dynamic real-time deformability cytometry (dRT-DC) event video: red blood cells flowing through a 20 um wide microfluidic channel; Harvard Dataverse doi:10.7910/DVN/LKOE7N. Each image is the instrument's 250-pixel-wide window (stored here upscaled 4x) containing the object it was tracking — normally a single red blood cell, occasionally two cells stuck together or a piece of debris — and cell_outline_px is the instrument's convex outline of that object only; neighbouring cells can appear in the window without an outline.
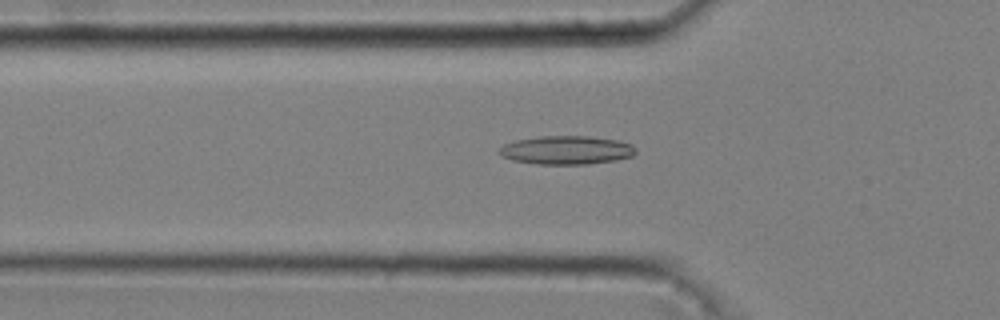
{"species": "common noctule bat (a hibernating species)", "species_latin": "Nyctalus noctula", "temperature_condition": "cold", "stored_images_in_passage": 51, "camera_frame_rate_fps": 3000, "um_per_image_px": 0.085, "animal": {"sex": "male", "body_mass_g": 20.4}, "frame": {"image": 1, "passage_image": 18, "time_ms": 5.667, "image_size_px": [1000, 320], "cell_outline_px": [[636, 152], [632, 156], [616, 160], [588, 164], [536, 164], [512, 160], [500, 156], [496, 152], [504, 144], [516, 140], [540, 136], [588, 136], [620, 140], [632, 144], [636, 148]], "centroid_in_image_um": [48.14, 12.76], "position_along_channel_um": 77.7, "area_um2": 22.95}}
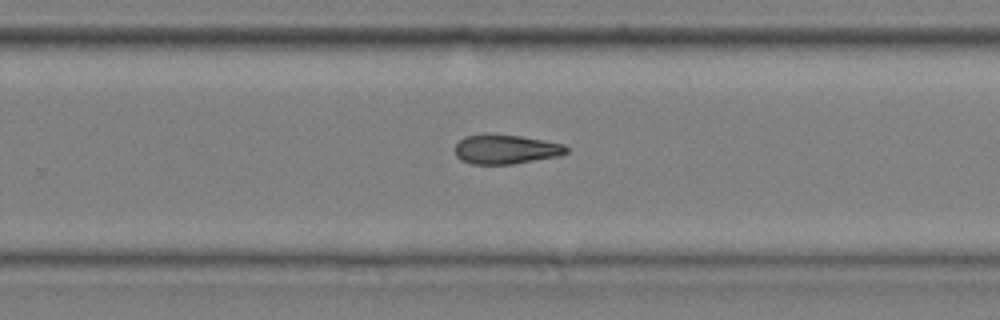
{"frame": {"image": 2, "passage_image": 35, "time_ms": 11.333, "image_size_px": [1000, 320], "cell_outline_px": [[568, 152], [560, 156], [512, 164], [472, 164], [460, 160], [456, 156], [456, 144], [464, 136], [484, 132], [520, 136], [544, 140], [564, 144], [568, 148]], "centroid_in_image_um": [42.98, 12.67], "position_along_channel_um": 286.8, "area_um2": 19.42}}
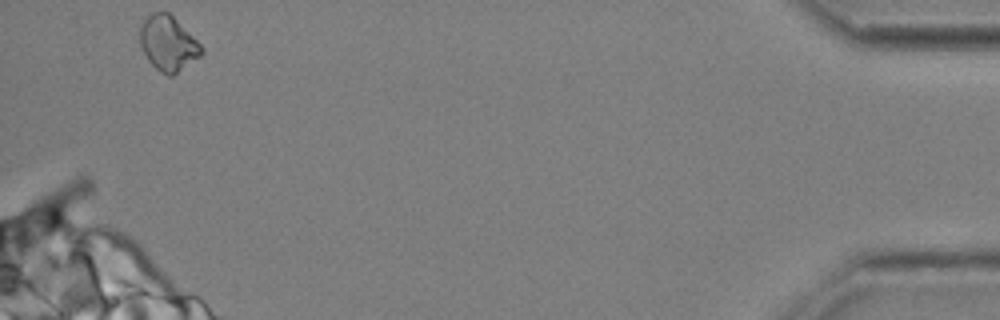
{"frame": {"image": 3, "passage_image": 51, "time_ms": 16.667, "image_size_px": [1000, 320], "cell_outline_px": [[204, 52], [200, 56], [172, 76], [168, 76], [160, 72], [148, 60], [140, 44], [140, 28], [144, 20], [152, 12], [168, 12], [204, 48]], "centroid_in_image_um": [14.28, 3.7], "position_along_channel_um": 420.9, "area_um2": 19.31}}